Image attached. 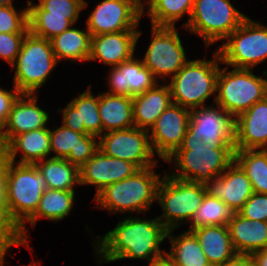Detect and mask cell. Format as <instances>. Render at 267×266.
Masks as SVG:
<instances>
[{
  "mask_svg": "<svg viewBox=\"0 0 267 266\" xmlns=\"http://www.w3.org/2000/svg\"><path fill=\"white\" fill-rule=\"evenodd\" d=\"M166 235L167 229L157 217L142 219L128 215L105 235L95 236L97 242L92 244L100 265L127 258L151 263L165 257L166 251L160 247Z\"/></svg>",
  "mask_w": 267,
  "mask_h": 266,
  "instance_id": "1",
  "label": "cell"
},
{
  "mask_svg": "<svg viewBox=\"0 0 267 266\" xmlns=\"http://www.w3.org/2000/svg\"><path fill=\"white\" fill-rule=\"evenodd\" d=\"M174 163L170 176L193 183L207 184L219 177L234 161V147H213L186 132L181 146L165 160Z\"/></svg>",
  "mask_w": 267,
  "mask_h": 266,
  "instance_id": "2",
  "label": "cell"
},
{
  "mask_svg": "<svg viewBox=\"0 0 267 266\" xmlns=\"http://www.w3.org/2000/svg\"><path fill=\"white\" fill-rule=\"evenodd\" d=\"M156 166L139 169L132 176L106 186L94 196L98 205L94 207L112 214H144L156 202L157 188L162 179L154 169Z\"/></svg>",
  "mask_w": 267,
  "mask_h": 266,
  "instance_id": "3",
  "label": "cell"
},
{
  "mask_svg": "<svg viewBox=\"0 0 267 266\" xmlns=\"http://www.w3.org/2000/svg\"><path fill=\"white\" fill-rule=\"evenodd\" d=\"M48 189L46 180L35 164L8 162L7 228L16 231L36 212L41 196Z\"/></svg>",
  "mask_w": 267,
  "mask_h": 266,
  "instance_id": "4",
  "label": "cell"
},
{
  "mask_svg": "<svg viewBox=\"0 0 267 266\" xmlns=\"http://www.w3.org/2000/svg\"><path fill=\"white\" fill-rule=\"evenodd\" d=\"M212 54L211 60H189L169 79L172 103L191 110L205 106L206 100L216 95L217 78L222 61L217 49Z\"/></svg>",
  "mask_w": 267,
  "mask_h": 266,
  "instance_id": "5",
  "label": "cell"
},
{
  "mask_svg": "<svg viewBox=\"0 0 267 266\" xmlns=\"http://www.w3.org/2000/svg\"><path fill=\"white\" fill-rule=\"evenodd\" d=\"M228 66L219 70L217 78V94L214 97L215 104L236 118L242 112L248 110L258 101L267 96V72L263 71V77L255 75L245 68H233L228 71Z\"/></svg>",
  "mask_w": 267,
  "mask_h": 266,
  "instance_id": "6",
  "label": "cell"
},
{
  "mask_svg": "<svg viewBox=\"0 0 267 266\" xmlns=\"http://www.w3.org/2000/svg\"><path fill=\"white\" fill-rule=\"evenodd\" d=\"M58 65L50 40L26 34L16 58L13 82L22 94H36Z\"/></svg>",
  "mask_w": 267,
  "mask_h": 266,
  "instance_id": "7",
  "label": "cell"
},
{
  "mask_svg": "<svg viewBox=\"0 0 267 266\" xmlns=\"http://www.w3.org/2000/svg\"><path fill=\"white\" fill-rule=\"evenodd\" d=\"M206 193L205 184L183 181L168 173L163 174L156 197L163 213L157 218L167 230L177 229L184 222H190Z\"/></svg>",
  "mask_w": 267,
  "mask_h": 266,
  "instance_id": "8",
  "label": "cell"
},
{
  "mask_svg": "<svg viewBox=\"0 0 267 266\" xmlns=\"http://www.w3.org/2000/svg\"><path fill=\"white\" fill-rule=\"evenodd\" d=\"M247 17L230 0H194L191 17L184 28L190 34L199 35L207 48L225 40Z\"/></svg>",
  "mask_w": 267,
  "mask_h": 266,
  "instance_id": "9",
  "label": "cell"
},
{
  "mask_svg": "<svg viewBox=\"0 0 267 266\" xmlns=\"http://www.w3.org/2000/svg\"><path fill=\"white\" fill-rule=\"evenodd\" d=\"M218 47L223 64L253 69L267 60V26L249 16Z\"/></svg>",
  "mask_w": 267,
  "mask_h": 266,
  "instance_id": "10",
  "label": "cell"
},
{
  "mask_svg": "<svg viewBox=\"0 0 267 266\" xmlns=\"http://www.w3.org/2000/svg\"><path fill=\"white\" fill-rule=\"evenodd\" d=\"M152 41L145 52L143 65L147 67L158 81L172 78L188 61L185 48L175 27L153 26ZM160 76V77H159Z\"/></svg>",
  "mask_w": 267,
  "mask_h": 266,
  "instance_id": "11",
  "label": "cell"
},
{
  "mask_svg": "<svg viewBox=\"0 0 267 266\" xmlns=\"http://www.w3.org/2000/svg\"><path fill=\"white\" fill-rule=\"evenodd\" d=\"M98 148L112 158L133 163L138 169L159 165L153 158L149 131L135 126L103 133Z\"/></svg>",
  "mask_w": 267,
  "mask_h": 266,
  "instance_id": "12",
  "label": "cell"
},
{
  "mask_svg": "<svg viewBox=\"0 0 267 266\" xmlns=\"http://www.w3.org/2000/svg\"><path fill=\"white\" fill-rule=\"evenodd\" d=\"M142 8L137 0H101L87 19L91 36L120 31H138Z\"/></svg>",
  "mask_w": 267,
  "mask_h": 266,
  "instance_id": "13",
  "label": "cell"
},
{
  "mask_svg": "<svg viewBox=\"0 0 267 266\" xmlns=\"http://www.w3.org/2000/svg\"><path fill=\"white\" fill-rule=\"evenodd\" d=\"M187 132L213 147H234L235 118L213 103L193 108Z\"/></svg>",
  "mask_w": 267,
  "mask_h": 266,
  "instance_id": "14",
  "label": "cell"
},
{
  "mask_svg": "<svg viewBox=\"0 0 267 266\" xmlns=\"http://www.w3.org/2000/svg\"><path fill=\"white\" fill-rule=\"evenodd\" d=\"M189 121L190 109L171 103L149 129L154 154L163 161L170 157L181 146Z\"/></svg>",
  "mask_w": 267,
  "mask_h": 266,
  "instance_id": "15",
  "label": "cell"
},
{
  "mask_svg": "<svg viewBox=\"0 0 267 266\" xmlns=\"http://www.w3.org/2000/svg\"><path fill=\"white\" fill-rule=\"evenodd\" d=\"M37 94H21L14 102L8 120L0 131L1 150L16 136L48 126L49 114L38 106Z\"/></svg>",
  "mask_w": 267,
  "mask_h": 266,
  "instance_id": "16",
  "label": "cell"
},
{
  "mask_svg": "<svg viewBox=\"0 0 267 266\" xmlns=\"http://www.w3.org/2000/svg\"><path fill=\"white\" fill-rule=\"evenodd\" d=\"M139 169L131 162L112 158L99 149L79 169L80 185H95V196L106 186L132 176Z\"/></svg>",
  "mask_w": 267,
  "mask_h": 266,
  "instance_id": "17",
  "label": "cell"
},
{
  "mask_svg": "<svg viewBox=\"0 0 267 266\" xmlns=\"http://www.w3.org/2000/svg\"><path fill=\"white\" fill-rule=\"evenodd\" d=\"M50 156L66 159L79 169L96 153L98 137L73 131L63 124L56 129H49Z\"/></svg>",
  "mask_w": 267,
  "mask_h": 266,
  "instance_id": "18",
  "label": "cell"
},
{
  "mask_svg": "<svg viewBox=\"0 0 267 266\" xmlns=\"http://www.w3.org/2000/svg\"><path fill=\"white\" fill-rule=\"evenodd\" d=\"M91 85L62 110V124L79 133L90 134L100 137L103 134V125L99 115V92L95 97L91 90ZM62 110V111H61Z\"/></svg>",
  "mask_w": 267,
  "mask_h": 266,
  "instance_id": "19",
  "label": "cell"
},
{
  "mask_svg": "<svg viewBox=\"0 0 267 266\" xmlns=\"http://www.w3.org/2000/svg\"><path fill=\"white\" fill-rule=\"evenodd\" d=\"M142 31H120L91 36V55L88 61H101L117 67L132 59Z\"/></svg>",
  "mask_w": 267,
  "mask_h": 266,
  "instance_id": "20",
  "label": "cell"
},
{
  "mask_svg": "<svg viewBox=\"0 0 267 266\" xmlns=\"http://www.w3.org/2000/svg\"><path fill=\"white\" fill-rule=\"evenodd\" d=\"M108 74L106 79L110 88L106 93L113 95L133 97L145 93L159 82L142 60L136 57L111 67Z\"/></svg>",
  "mask_w": 267,
  "mask_h": 266,
  "instance_id": "21",
  "label": "cell"
},
{
  "mask_svg": "<svg viewBox=\"0 0 267 266\" xmlns=\"http://www.w3.org/2000/svg\"><path fill=\"white\" fill-rule=\"evenodd\" d=\"M207 193L223 201L238 213L254 193L246 172L234 161L219 177L207 184Z\"/></svg>",
  "mask_w": 267,
  "mask_h": 266,
  "instance_id": "22",
  "label": "cell"
},
{
  "mask_svg": "<svg viewBox=\"0 0 267 266\" xmlns=\"http://www.w3.org/2000/svg\"><path fill=\"white\" fill-rule=\"evenodd\" d=\"M267 148V96L235 118L234 150Z\"/></svg>",
  "mask_w": 267,
  "mask_h": 266,
  "instance_id": "23",
  "label": "cell"
},
{
  "mask_svg": "<svg viewBox=\"0 0 267 266\" xmlns=\"http://www.w3.org/2000/svg\"><path fill=\"white\" fill-rule=\"evenodd\" d=\"M75 191H63L56 189H46L41 196L36 212L16 231L15 238L21 246L27 247L31 251L28 243V229L26 223H30L35 228L39 219H48L51 222H58L71 214L75 201Z\"/></svg>",
  "mask_w": 267,
  "mask_h": 266,
  "instance_id": "24",
  "label": "cell"
},
{
  "mask_svg": "<svg viewBox=\"0 0 267 266\" xmlns=\"http://www.w3.org/2000/svg\"><path fill=\"white\" fill-rule=\"evenodd\" d=\"M2 151L10 162L20 164H36L45 158H50L49 127L16 135ZM18 152L22 155L21 159L16 161Z\"/></svg>",
  "mask_w": 267,
  "mask_h": 266,
  "instance_id": "25",
  "label": "cell"
},
{
  "mask_svg": "<svg viewBox=\"0 0 267 266\" xmlns=\"http://www.w3.org/2000/svg\"><path fill=\"white\" fill-rule=\"evenodd\" d=\"M160 84V85H159ZM172 103L168 84L157 83L145 93L132 97L133 121L136 128L148 130Z\"/></svg>",
  "mask_w": 267,
  "mask_h": 266,
  "instance_id": "26",
  "label": "cell"
},
{
  "mask_svg": "<svg viewBox=\"0 0 267 266\" xmlns=\"http://www.w3.org/2000/svg\"><path fill=\"white\" fill-rule=\"evenodd\" d=\"M236 253L252 255L267 249V222L249 220L235 213L227 224Z\"/></svg>",
  "mask_w": 267,
  "mask_h": 266,
  "instance_id": "27",
  "label": "cell"
},
{
  "mask_svg": "<svg viewBox=\"0 0 267 266\" xmlns=\"http://www.w3.org/2000/svg\"><path fill=\"white\" fill-rule=\"evenodd\" d=\"M192 232L211 266H219L236 254L227 225H211Z\"/></svg>",
  "mask_w": 267,
  "mask_h": 266,
  "instance_id": "28",
  "label": "cell"
},
{
  "mask_svg": "<svg viewBox=\"0 0 267 266\" xmlns=\"http://www.w3.org/2000/svg\"><path fill=\"white\" fill-rule=\"evenodd\" d=\"M98 110L103 133L135 126L132 97L101 92Z\"/></svg>",
  "mask_w": 267,
  "mask_h": 266,
  "instance_id": "29",
  "label": "cell"
},
{
  "mask_svg": "<svg viewBox=\"0 0 267 266\" xmlns=\"http://www.w3.org/2000/svg\"><path fill=\"white\" fill-rule=\"evenodd\" d=\"M52 49L58 63L66 61L86 62L91 55V34L87 30L72 26L51 40Z\"/></svg>",
  "mask_w": 267,
  "mask_h": 266,
  "instance_id": "30",
  "label": "cell"
},
{
  "mask_svg": "<svg viewBox=\"0 0 267 266\" xmlns=\"http://www.w3.org/2000/svg\"><path fill=\"white\" fill-rule=\"evenodd\" d=\"M173 231L175 229L167 230L166 238L170 240L171 248L165 256L174 266H211L193 232L186 230L174 236Z\"/></svg>",
  "mask_w": 267,
  "mask_h": 266,
  "instance_id": "31",
  "label": "cell"
},
{
  "mask_svg": "<svg viewBox=\"0 0 267 266\" xmlns=\"http://www.w3.org/2000/svg\"><path fill=\"white\" fill-rule=\"evenodd\" d=\"M44 177L48 189L75 191L80 184L79 168L66 159L45 158L35 164Z\"/></svg>",
  "mask_w": 267,
  "mask_h": 266,
  "instance_id": "32",
  "label": "cell"
},
{
  "mask_svg": "<svg viewBox=\"0 0 267 266\" xmlns=\"http://www.w3.org/2000/svg\"><path fill=\"white\" fill-rule=\"evenodd\" d=\"M142 9V15H148L153 26L175 27L176 21L181 20L184 15L188 14V20L182 26L187 25L194 6V0H150Z\"/></svg>",
  "mask_w": 267,
  "mask_h": 266,
  "instance_id": "33",
  "label": "cell"
},
{
  "mask_svg": "<svg viewBox=\"0 0 267 266\" xmlns=\"http://www.w3.org/2000/svg\"><path fill=\"white\" fill-rule=\"evenodd\" d=\"M28 1V26L29 31L38 37L51 40L74 24L67 16L48 15L38 4Z\"/></svg>",
  "mask_w": 267,
  "mask_h": 266,
  "instance_id": "34",
  "label": "cell"
},
{
  "mask_svg": "<svg viewBox=\"0 0 267 266\" xmlns=\"http://www.w3.org/2000/svg\"><path fill=\"white\" fill-rule=\"evenodd\" d=\"M235 161L246 172L253 191L267 194V152L263 149L235 150Z\"/></svg>",
  "mask_w": 267,
  "mask_h": 266,
  "instance_id": "35",
  "label": "cell"
},
{
  "mask_svg": "<svg viewBox=\"0 0 267 266\" xmlns=\"http://www.w3.org/2000/svg\"><path fill=\"white\" fill-rule=\"evenodd\" d=\"M234 210L226 205L223 201L206 193L202 204L196 210L190 220L189 231L211 226V225H227L234 217ZM192 221V222H191Z\"/></svg>",
  "mask_w": 267,
  "mask_h": 266,
  "instance_id": "36",
  "label": "cell"
},
{
  "mask_svg": "<svg viewBox=\"0 0 267 266\" xmlns=\"http://www.w3.org/2000/svg\"><path fill=\"white\" fill-rule=\"evenodd\" d=\"M28 5L17 10L13 3L0 5V33H28Z\"/></svg>",
  "mask_w": 267,
  "mask_h": 266,
  "instance_id": "37",
  "label": "cell"
},
{
  "mask_svg": "<svg viewBox=\"0 0 267 266\" xmlns=\"http://www.w3.org/2000/svg\"><path fill=\"white\" fill-rule=\"evenodd\" d=\"M38 5L48 15L67 16L73 24L78 21L80 12L87 7L86 0H39Z\"/></svg>",
  "mask_w": 267,
  "mask_h": 266,
  "instance_id": "38",
  "label": "cell"
},
{
  "mask_svg": "<svg viewBox=\"0 0 267 266\" xmlns=\"http://www.w3.org/2000/svg\"><path fill=\"white\" fill-rule=\"evenodd\" d=\"M27 33H0V58L11 66L21 50Z\"/></svg>",
  "mask_w": 267,
  "mask_h": 266,
  "instance_id": "39",
  "label": "cell"
},
{
  "mask_svg": "<svg viewBox=\"0 0 267 266\" xmlns=\"http://www.w3.org/2000/svg\"><path fill=\"white\" fill-rule=\"evenodd\" d=\"M238 213L249 220L267 222V194L254 192Z\"/></svg>",
  "mask_w": 267,
  "mask_h": 266,
  "instance_id": "40",
  "label": "cell"
},
{
  "mask_svg": "<svg viewBox=\"0 0 267 266\" xmlns=\"http://www.w3.org/2000/svg\"><path fill=\"white\" fill-rule=\"evenodd\" d=\"M8 158L0 150V221L7 227V205H6V188H7V170Z\"/></svg>",
  "mask_w": 267,
  "mask_h": 266,
  "instance_id": "41",
  "label": "cell"
},
{
  "mask_svg": "<svg viewBox=\"0 0 267 266\" xmlns=\"http://www.w3.org/2000/svg\"><path fill=\"white\" fill-rule=\"evenodd\" d=\"M21 94L15 86L12 90L0 88V131L8 120L14 102Z\"/></svg>",
  "mask_w": 267,
  "mask_h": 266,
  "instance_id": "42",
  "label": "cell"
},
{
  "mask_svg": "<svg viewBox=\"0 0 267 266\" xmlns=\"http://www.w3.org/2000/svg\"><path fill=\"white\" fill-rule=\"evenodd\" d=\"M12 246H20L15 235L0 221V260H6L5 255Z\"/></svg>",
  "mask_w": 267,
  "mask_h": 266,
  "instance_id": "43",
  "label": "cell"
},
{
  "mask_svg": "<svg viewBox=\"0 0 267 266\" xmlns=\"http://www.w3.org/2000/svg\"><path fill=\"white\" fill-rule=\"evenodd\" d=\"M219 266H254V262L251 255L236 253Z\"/></svg>",
  "mask_w": 267,
  "mask_h": 266,
  "instance_id": "44",
  "label": "cell"
},
{
  "mask_svg": "<svg viewBox=\"0 0 267 266\" xmlns=\"http://www.w3.org/2000/svg\"><path fill=\"white\" fill-rule=\"evenodd\" d=\"M251 256L254 266H267V249L257 251Z\"/></svg>",
  "mask_w": 267,
  "mask_h": 266,
  "instance_id": "45",
  "label": "cell"
},
{
  "mask_svg": "<svg viewBox=\"0 0 267 266\" xmlns=\"http://www.w3.org/2000/svg\"><path fill=\"white\" fill-rule=\"evenodd\" d=\"M148 266H174V264L165 256L149 263Z\"/></svg>",
  "mask_w": 267,
  "mask_h": 266,
  "instance_id": "46",
  "label": "cell"
},
{
  "mask_svg": "<svg viewBox=\"0 0 267 266\" xmlns=\"http://www.w3.org/2000/svg\"><path fill=\"white\" fill-rule=\"evenodd\" d=\"M146 2L144 3L143 0H137V2L139 3V6L142 8V9H145L144 5H146L150 0H145Z\"/></svg>",
  "mask_w": 267,
  "mask_h": 266,
  "instance_id": "47",
  "label": "cell"
},
{
  "mask_svg": "<svg viewBox=\"0 0 267 266\" xmlns=\"http://www.w3.org/2000/svg\"><path fill=\"white\" fill-rule=\"evenodd\" d=\"M9 3H13V0H0V5H7Z\"/></svg>",
  "mask_w": 267,
  "mask_h": 266,
  "instance_id": "48",
  "label": "cell"
}]
</instances>
